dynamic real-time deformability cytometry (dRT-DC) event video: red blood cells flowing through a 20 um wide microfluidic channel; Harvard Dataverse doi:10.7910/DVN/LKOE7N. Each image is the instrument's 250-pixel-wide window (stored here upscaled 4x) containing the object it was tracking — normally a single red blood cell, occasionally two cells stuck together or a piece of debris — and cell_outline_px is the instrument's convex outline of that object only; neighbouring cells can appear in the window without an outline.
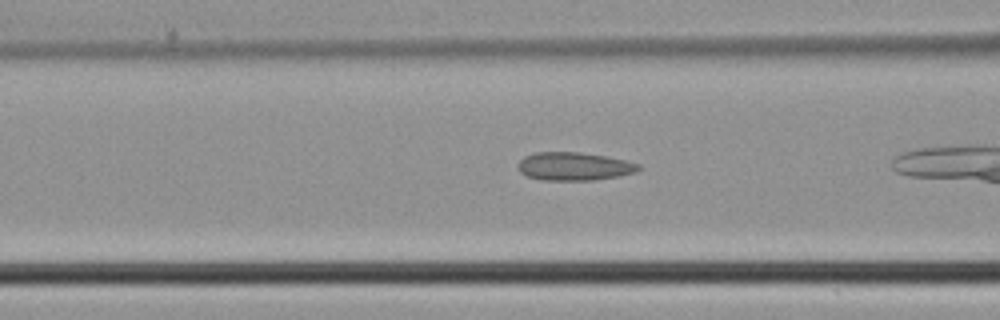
{"species": "common noctule bat (a hibernating species)", "species_latin": "Nyctalus noctula", "temperature_condition": "cold", "stored_images_in_passage": 12, "camera_frame_rate_fps": 3000, "um_per_image_px": 0.085, "animal": {"sex": "male", "body_mass_g": 21.5, "forearm_length_mm": 52.0}, "frame": {"image": 1, "passage_image": 10, "time_ms": 3.0, "image_size_px": [1000, 320], "cell_outline_px": [[640, 168], [636, 172], [616, 176], [592, 180], [544, 180], [528, 176], [520, 172], [516, 168], [516, 164], [524, 156], [536, 152], [580, 152], [604, 156], [624, 160], [640, 164]], "centroid_in_image_um": [48.74, 14.13], "position_along_channel_um": 117.9, "area_um2": 19.71}}